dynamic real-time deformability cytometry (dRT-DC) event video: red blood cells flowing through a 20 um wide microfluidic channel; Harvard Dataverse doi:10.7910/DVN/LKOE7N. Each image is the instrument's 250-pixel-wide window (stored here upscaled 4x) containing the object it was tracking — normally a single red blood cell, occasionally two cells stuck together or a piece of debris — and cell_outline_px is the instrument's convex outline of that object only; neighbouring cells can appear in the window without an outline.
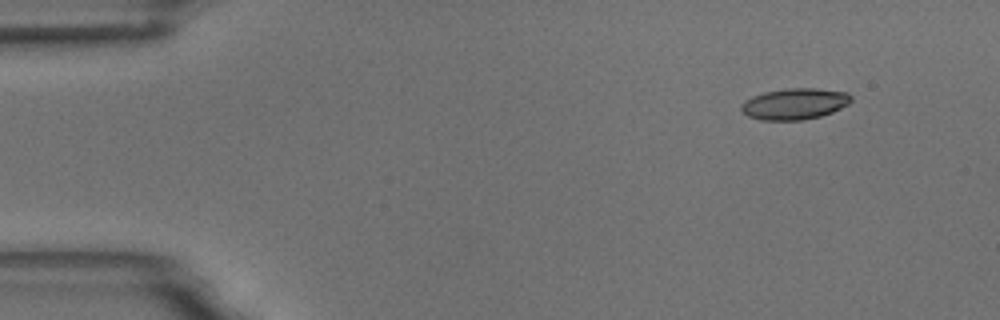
{"species": "common noctule bat (a hibernating species)", "species_latin": "Nyctalus noctula", "temperature_condition": "room temperature", "stored_images_in_passage": 4, "camera_frame_rate_fps": 3000, "um_per_image_px": 0.085, "animal": {"sex": "male", "body_mass_g": 18.8}, "frame": {"image": 1, "passage_image": 1, "time_ms": 0.0, "image_size_px": [1000, 320], "cell_outline_px": [[852, 100], [848, 104], [832, 112], [820, 116], [804, 120], [760, 120], [748, 116], [740, 108], [740, 104], [744, 100], [752, 96], [764, 92], [788, 88], [816, 88], [848, 92], [852, 96]], "centroid_in_image_um": [67.54, 8.82], "position_along_channel_um": 17.5, "area_um2": 20.11}}
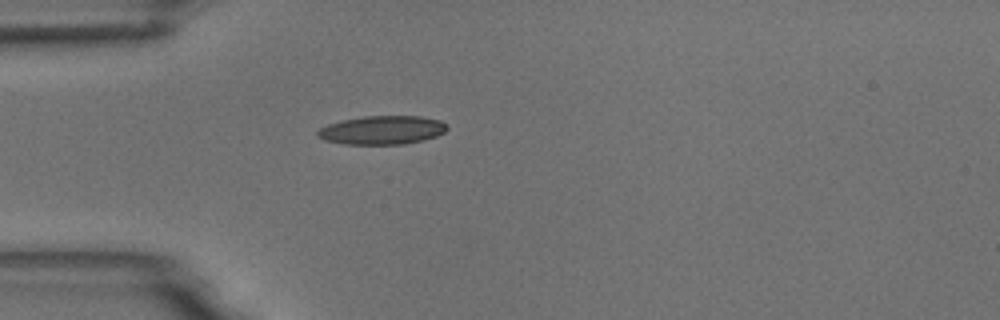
{"frame": {"image": 2, "passage_image": 4, "time_ms": 3.333, "image_size_px": [1000, 320], "cell_outline_px": [[448, 128], [444, 132], [436, 136], [424, 140], [404, 144], [344, 144], [324, 140], [316, 136], [316, 132], [320, 128], [328, 124], [344, 120], [364, 116], [420, 116], [440, 120], [448, 124]], "centroid_in_image_um": [32.49, 11.06], "position_along_channel_um": 52.5, "area_um2": 21.68}}